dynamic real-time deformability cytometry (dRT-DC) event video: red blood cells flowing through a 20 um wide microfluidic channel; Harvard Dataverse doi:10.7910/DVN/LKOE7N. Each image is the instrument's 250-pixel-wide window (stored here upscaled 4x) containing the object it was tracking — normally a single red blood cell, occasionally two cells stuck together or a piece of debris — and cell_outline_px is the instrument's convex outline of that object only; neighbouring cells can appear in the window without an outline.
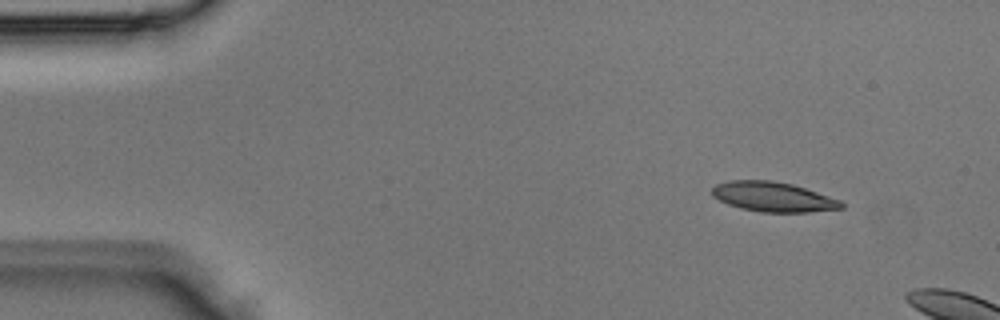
{"species": "Egyptian fruit bat (a non-hibernating species)", "species_latin": "Rousettus aegyptiacus", "temperature_condition": "room temperature", "stored_images_in_passage": 2, "camera_frame_rate_fps": 3000, "um_per_image_px": 0.085, "animal": {"sex": "male"}, "frame": {"image": 1, "passage_image": 1, "time_ms": 0.0, "image_size_px": [1000, 320], "cell_outline_px": [[844, 208], [808, 212], [760, 212], [740, 208], [728, 204], [712, 196], [712, 188], [716, 184], [728, 180], [772, 180], [792, 184], [840, 200], [844, 204]], "centroid_in_image_um": [65.69, 16.73], "position_along_channel_um": 19.3, "area_um2": 22.37}}